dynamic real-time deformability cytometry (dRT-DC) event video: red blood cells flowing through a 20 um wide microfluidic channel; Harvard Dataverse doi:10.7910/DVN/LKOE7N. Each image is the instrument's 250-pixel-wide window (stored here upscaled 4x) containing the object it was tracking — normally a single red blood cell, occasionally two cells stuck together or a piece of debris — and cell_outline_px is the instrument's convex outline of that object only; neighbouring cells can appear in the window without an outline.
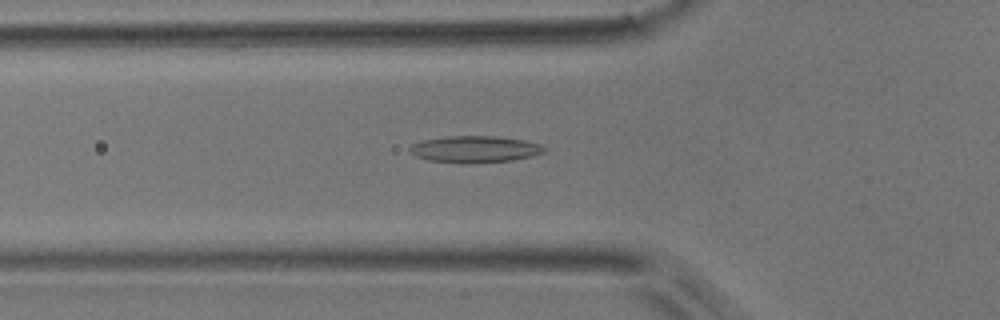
{"species": "common noctule bat (a hibernating species)", "species_latin": "Nyctalus noctula", "temperature_condition": "room temperature", "stored_images_in_passage": 46, "camera_frame_rate_fps": 3000, "um_per_image_px": 0.085, "animal": {"sex": "male", "body_mass_g": 17.9}, "frame": {"image": 1, "passage_image": 11, "time_ms": 3.333, "image_size_px": [1000, 320], "cell_outline_px": [[548, 148], [544, 152], [532, 156], [512, 160], [472, 164], [464, 164], [428, 160], [416, 156], [408, 152], [408, 148], [412, 144], [424, 140], [448, 136], [496, 136], [524, 140], [540, 144]], "centroid_in_image_um": [40.36, 12.69], "position_along_channel_um": 85.4, "area_um2": 21.15}}
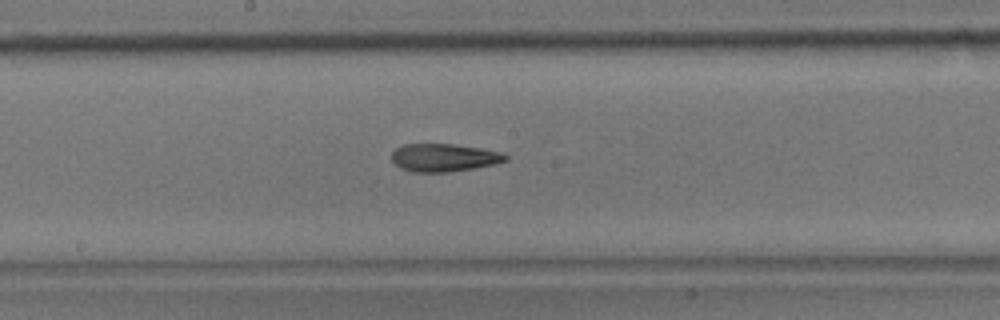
{"frame": {"image": 2, "passage_image": 21, "time_ms": 6.667, "image_size_px": [1000, 320], "cell_outline_px": [[508, 160], [492, 164], [472, 168], [448, 172], [412, 172], [400, 168], [392, 160], [392, 152], [396, 148], [404, 144], [456, 144], [480, 148], [500, 152], [508, 156]], "centroid_in_image_um": [37.71, 13.39], "position_along_channel_um": 210.5, "area_um2": 18.38}}
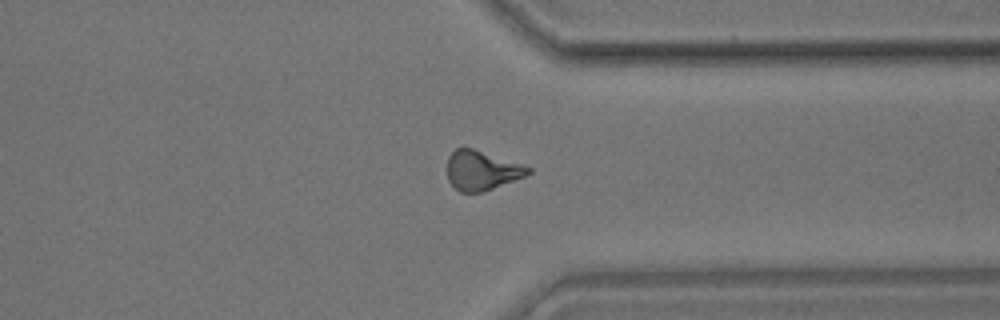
{"frame": {"image": 3, "passage_image": 34, "time_ms": 11.0, "image_size_px": [1000, 320], "cell_outline_px": [[532, 172], [524, 176], [492, 188], [480, 192], [460, 192], [448, 180], [448, 156], [456, 148], [472, 148], [532, 168]], "centroid_in_image_um": [40.92, 14.48], "position_along_channel_um": 370.5, "area_um2": 18.09}}